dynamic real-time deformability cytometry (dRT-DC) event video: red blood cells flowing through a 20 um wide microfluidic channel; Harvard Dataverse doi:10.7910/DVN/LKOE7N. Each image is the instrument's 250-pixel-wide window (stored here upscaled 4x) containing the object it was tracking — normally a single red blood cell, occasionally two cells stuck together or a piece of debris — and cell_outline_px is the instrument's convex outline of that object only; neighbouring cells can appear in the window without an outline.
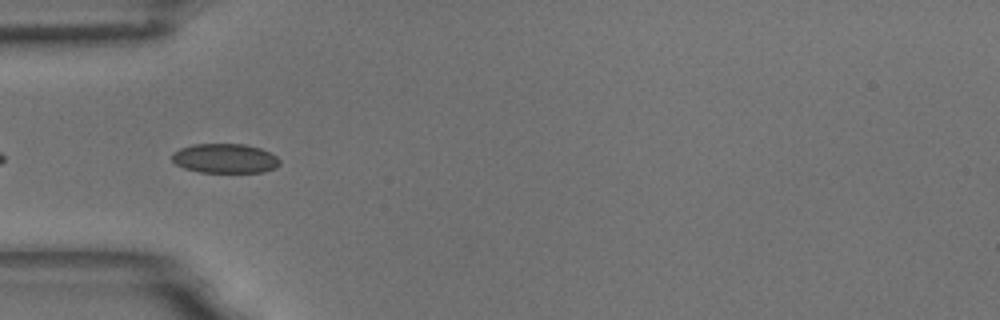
{"species": "common noctule bat (a hibernating species)", "species_latin": "Nyctalus noctula", "temperature_condition": "room temperature", "stored_images_in_passage": 5, "camera_frame_rate_fps": 3000, "um_per_image_px": 0.085, "animal": {"sex": "male", "body_mass_g": 18.8}, "frame": {"image": 1, "passage_image": 3, "time_ms": 0.667, "image_size_px": [1000, 320], "cell_outline_px": [[280, 164], [276, 168], [264, 172], [200, 172], [184, 168], [176, 164], [172, 160], [172, 152], [180, 148], [192, 144], [244, 144], [260, 148], [276, 156], [280, 160]], "centroid_in_image_um": [19.12, 13.46], "position_along_channel_um": 65.9, "area_um2": 18.55}}